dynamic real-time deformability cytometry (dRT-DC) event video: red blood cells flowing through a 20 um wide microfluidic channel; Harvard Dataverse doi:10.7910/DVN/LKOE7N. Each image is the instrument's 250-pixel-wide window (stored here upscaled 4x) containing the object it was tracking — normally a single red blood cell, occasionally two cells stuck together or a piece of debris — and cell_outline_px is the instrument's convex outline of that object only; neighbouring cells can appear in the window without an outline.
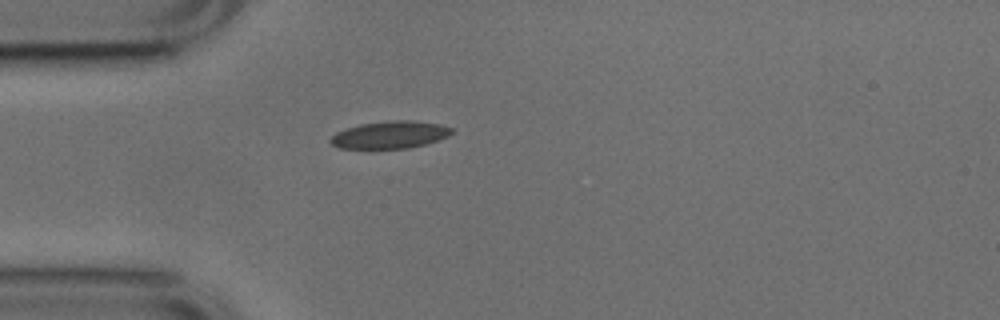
{"species": "common noctule bat (a hibernating species)", "species_latin": "Nyctalus noctula", "temperature_condition": "cold", "stored_images_in_passage": 39, "camera_frame_rate_fps": 3000, "um_per_image_px": 0.085, "animal": {"sex": "male", "body_mass_g": 17.9, "forearm_length_mm": 54.2}, "frame": {"image": 1, "passage_image": 1, "time_ms": 0.0, "image_size_px": [1000, 320], "cell_outline_px": [[452, 132], [448, 136], [424, 144], [408, 148], [340, 148], [332, 144], [328, 140], [336, 132], [360, 124], [396, 120], [408, 120], [440, 124], [452, 128]], "centroid_in_image_um": [33.13, 11.45], "position_along_channel_um": 51.9, "area_um2": 18.96}}
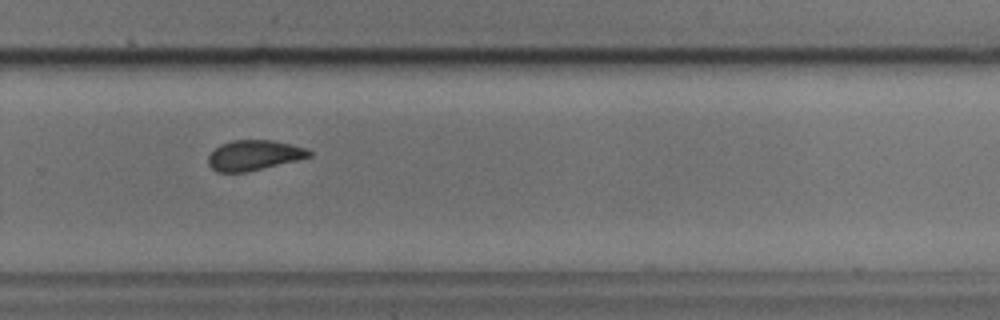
{"frame": {"image": 2, "passage_image": 22, "time_ms": 7.0, "image_size_px": [1000, 320], "cell_outline_px": [[312, 156], [248, 172], [216, 172], [208, 164], [208, 156], [220, 144], [232, 140], [272, 140], [304, 148], [312, 152]], "centroid_in_image_um": [21.55, 13.2], "position_along_channel_um": 308.2, "area_um2": 17.57}}
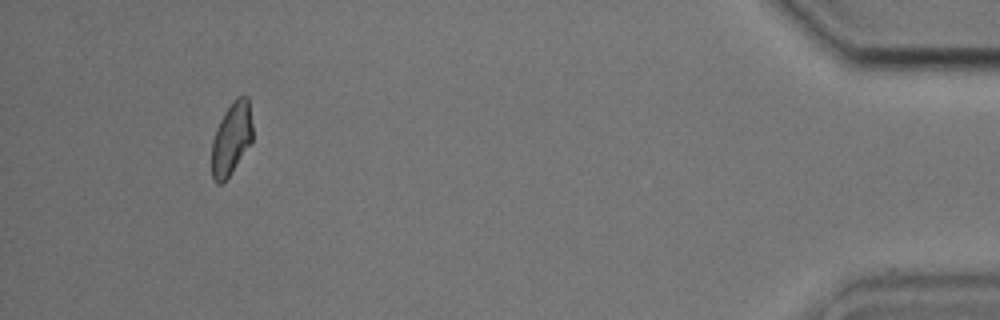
{"frame": {"image": 3, "passage_image": 36, "time_ms": 11.667, "image_size_px": [1000, 320], "cell_outline_px": [[252, 144], [232, 172], [220, 184], [216, 184], [212, 176], [212, 140], [216, 128], [224, 112], [232, 100], [236, 96], [248, 96], [252, 124]], "centroid_in_image_um": [19.68, 11.77], "position_along_channel_um": 415.5, "area_um2": 17.51}, "authors_computed_cell_mechanics": {"area_um2": 18.207, "velocity_mm_per_s": 3.7661, "shape_relaxation_time_tau1_ms": 9.281, "shape_relaxation_time_tau2_ms": 2.9177, "deformation_change_tau1": 0.1468, "deformation_change_tau2": 0.0644}}